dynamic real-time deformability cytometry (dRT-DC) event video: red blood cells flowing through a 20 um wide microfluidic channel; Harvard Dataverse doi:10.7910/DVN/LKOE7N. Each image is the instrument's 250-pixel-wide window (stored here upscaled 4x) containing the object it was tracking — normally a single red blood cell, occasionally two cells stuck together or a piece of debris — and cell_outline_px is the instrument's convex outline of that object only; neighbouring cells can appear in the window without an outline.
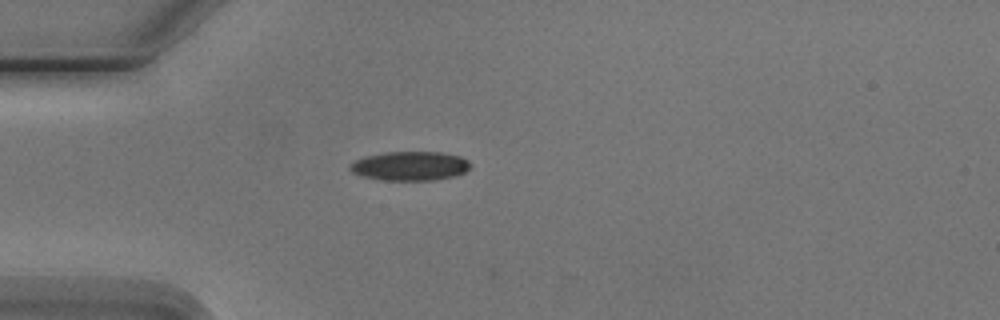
{"species": "Egyptian fruit bat (a non-hibernating species)", "species_latin": "Rousettus aegyptiacus", "temperature_condition": "cold", "stored_images_in_passage": 2, "camera_frame_rate_fps": 3000, "um_per_image_px": 0.085, "animal": {"sex": "male"}, "frame": {"image": 1, "passage_image": 1, "time_ms": 0.0, "image_size_px": [1000, 320], "cell_outline_px": [[468, 168], [464, 172], [456, 176], [436, 180], [384, 180], [364, 176], [352, 172], [348, 168], [356, 160], [364, 156], [388, 152], [440, 152], [460, 156], [468, 160]], "centroid_in_image_um": [34.86, 14.11], "position_along_channel_um": 50.1, "area_um2": 20.23}}